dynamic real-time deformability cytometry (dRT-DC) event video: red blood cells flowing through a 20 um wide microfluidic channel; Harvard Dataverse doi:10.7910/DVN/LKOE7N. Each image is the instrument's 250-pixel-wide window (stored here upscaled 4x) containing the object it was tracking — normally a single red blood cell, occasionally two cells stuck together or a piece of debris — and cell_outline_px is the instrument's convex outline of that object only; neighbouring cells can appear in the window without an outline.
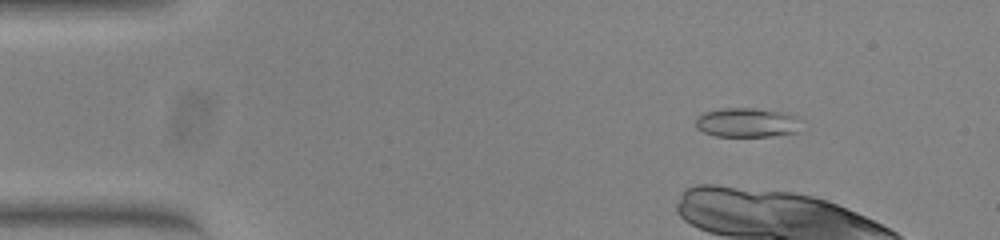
{"species": "common noctule bat (a hibernating species)", "species_latin": "Nyctalus noctula", "temperature_condition": "warm", "stored_images_in_passage": 14, "camera_frame_rate_fps": 3000, "um_per_image_px": 0.085, "animal": {"sex": "female", "body_mass_g": 23.0, "forearm_length_mm": 53.4}, "frame": {"image": 1, "passage_image": 7, "time_ms": 2.0, "image_size_px": [1000, 240], "cell_outline_px": [[796, 132], [772, 136], [716, 136], [704, 132], [696, 128], [696, 116], [704, 112], [720, 108], [756, 108], [780, 112], [796, 116]], "centroid_in_image_um": [63.38, 10.41], "position_along_channel_um": 21.6, "area_um2": 17.74}}